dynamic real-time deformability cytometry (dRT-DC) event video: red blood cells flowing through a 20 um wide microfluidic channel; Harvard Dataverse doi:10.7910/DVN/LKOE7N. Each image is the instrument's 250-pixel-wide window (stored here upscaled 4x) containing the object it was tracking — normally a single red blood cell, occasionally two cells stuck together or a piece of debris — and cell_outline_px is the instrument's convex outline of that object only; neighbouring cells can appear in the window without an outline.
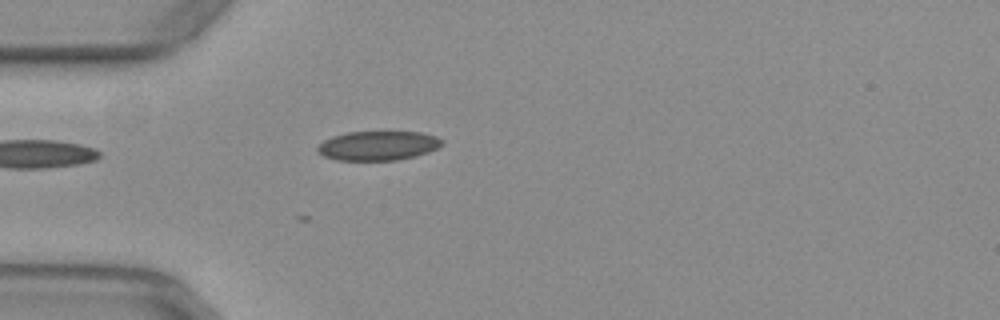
{"species": "common noctule bat (a hibernating species)", "species_latin": "Nyctalus noctula", "temperature_condition": "warm", "stored_images_in_passage": 16, "camera_frame_rate_fps": 3000, "um_per_image_px": 0.085, "animal": {"sex": "female", "body_mass_g": 29.2, "forearm_length_mm": 56.3}, "frame": {"image": 1, "passage_image": 16, "time_ms": 5.0, "image_size_px": [1000, 320], "cell_outline_px": [[444, 144], [428, 152], [416, 156], [396, 160], [336, 160], [324, 156], [316, 152], [316, 148], [324, 140], [332, 136], [348, 132], [420, 132], [436, 136], [444, 140]], "centroid_in_image_um": [32.13, 12.38], "position_along_channel_um": 52.9, "area_um2": 21.33}}